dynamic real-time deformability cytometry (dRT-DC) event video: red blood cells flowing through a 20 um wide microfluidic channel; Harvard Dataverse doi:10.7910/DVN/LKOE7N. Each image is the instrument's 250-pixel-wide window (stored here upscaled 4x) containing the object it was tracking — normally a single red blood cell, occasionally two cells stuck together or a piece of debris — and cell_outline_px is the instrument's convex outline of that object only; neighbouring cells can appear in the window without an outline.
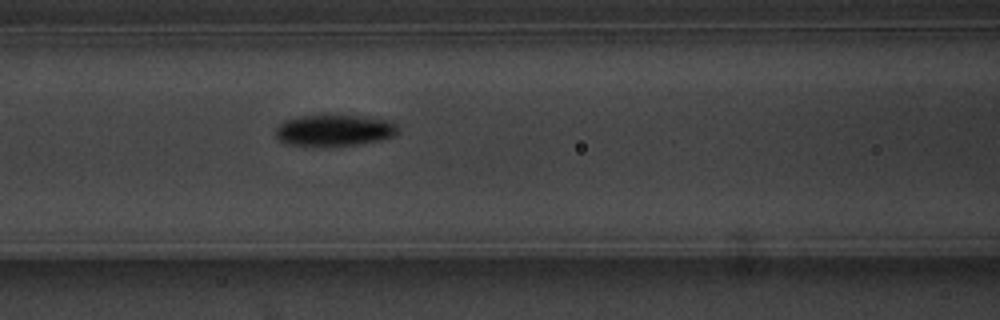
{"species": "common noctule bat (a hibernating species)", "species_latin": "Nyctalus noctula", "temperature_condition": "warm", "stored_images_in_passage": 7, "camera_frame_rate_fps": 3000, "um_per_image_px": 0.085, "animal": {"sex": "male", "body_mass_g": 20.1, "forearm_length_mm": 53.5}, "frame": {"image": 1, "passage_image": 7, "time_ms": 8.0, "image_size_px": [1000, 320], "cell_outline_px": [[400, 132], [396, 136], [380, 140], [356, 144], [316, 148], [288, 144], [280, 140], [276, 136], [276, 128], [284, 120], [300, 116], [360, 116], [392, 120], [400, 128]], "centroid_in_image_um": [28.45, 11.11], "position_along_channel_um": 138.1, "area_um2": 22.83}}